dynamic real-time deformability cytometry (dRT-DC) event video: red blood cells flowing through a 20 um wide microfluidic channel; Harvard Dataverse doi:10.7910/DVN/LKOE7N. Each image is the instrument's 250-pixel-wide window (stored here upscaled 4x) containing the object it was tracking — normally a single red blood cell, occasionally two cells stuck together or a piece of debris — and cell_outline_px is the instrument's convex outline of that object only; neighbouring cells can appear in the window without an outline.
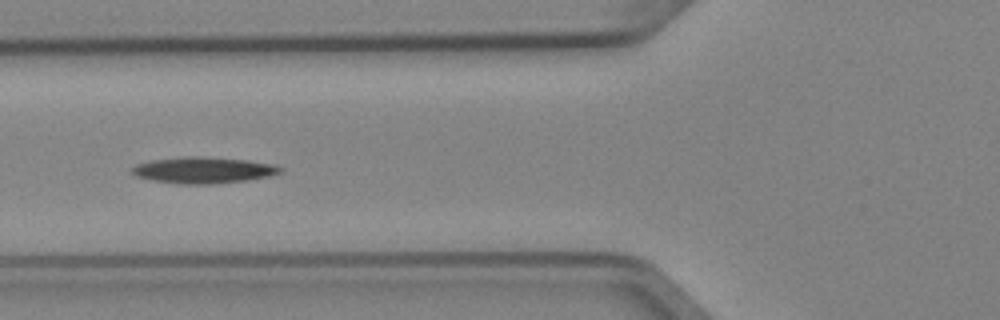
{"species": "Egyptian fruit bat (a non-hibernating species)", "species_latin": "Rousettus aegyptiacus", "temperature_condition": "cold", "stored_images_in_passage": 6, "camera_frame_rate_fps": 3000, "um_per_image_px": 0.085, "animal": {"sex": "female"}, "frame": {"image": 1, "passage_image": 3, "time_ms": 0.667, "image_size_px": [1000, 320], "cell_outline_px": [[284, 172], [272, 176], [248, 180], [212, 184], [180, 184], [152, 180], [136, 176], [132, 172], [132, 168], [136, 164], [152, 160], [184, 156], [196, 156], [248, 160], [276, 164], [284, 168]], "centroid_in_image_um": [17.37, 14.46], "position_along_channel_um": 108.4, "area_um2": 22.95}}
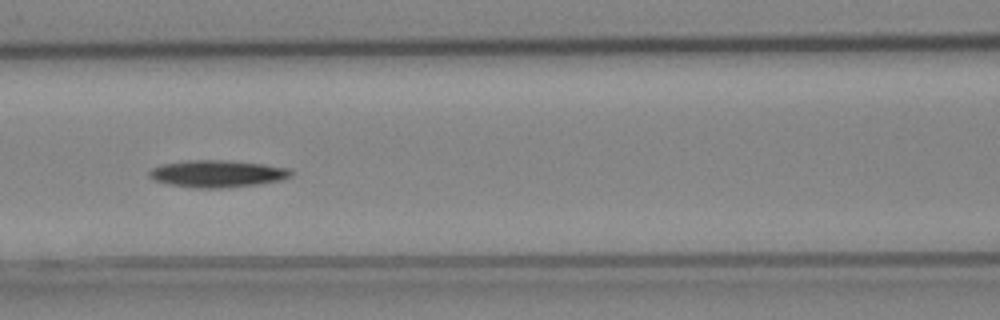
{"frame": {"image": 2, "passage_image": 4, "time_ms": 1.0, "image_size_px": [1000, 320], "cell_outline_px": [[292, 176], [280, 180], [256, 184], [220, 188], [196, 188], [168, 184], [156, 180], [148, 176], [148, 172], [152, 168], [160, 164], [188, 160], [224, 160], [264, 164], [288, 168], [292, 172]], "centroid_in_image_um": [18.44, 14.76], "position_along_channel_um": 148.2, "area_um2": 22.25}}